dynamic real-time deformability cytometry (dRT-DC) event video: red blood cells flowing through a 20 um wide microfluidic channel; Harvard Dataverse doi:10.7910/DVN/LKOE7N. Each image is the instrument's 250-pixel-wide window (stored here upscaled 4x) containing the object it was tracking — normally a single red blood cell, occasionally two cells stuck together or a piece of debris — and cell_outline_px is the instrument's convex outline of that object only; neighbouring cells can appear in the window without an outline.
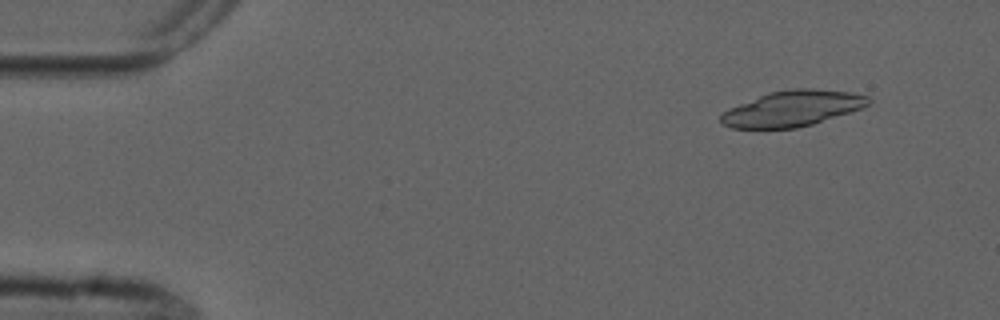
{"species": "common noctule bat (a hibernating species)", "species_latin": "Nyctalus noctula", "temperature_condition": "cold", "stored_images_in_passage": 6, "camera_frame_rate_fps": 3000, "um_per_image_px": 0.085, "animal": {"sex": "male", "forearm_length_mm": 52.5}, "frame": {"image": 1, "passage_image": 2, "time_ms": 1.333, "image_size_px": [1000, 320], "cell_outline_px": [[872, 100], [864, 108], [812, 124], [796, 128], [732, 128], [724, 124], [720, 120], [720, 116], [728, 108], [768, 92], [792, 88], [812, 88], [852, 92], [868, 96]], "centroid_in_image_um": [67.39, 9.21], "position_along_channel_um": 17.6, "area_um2": 30.75}}